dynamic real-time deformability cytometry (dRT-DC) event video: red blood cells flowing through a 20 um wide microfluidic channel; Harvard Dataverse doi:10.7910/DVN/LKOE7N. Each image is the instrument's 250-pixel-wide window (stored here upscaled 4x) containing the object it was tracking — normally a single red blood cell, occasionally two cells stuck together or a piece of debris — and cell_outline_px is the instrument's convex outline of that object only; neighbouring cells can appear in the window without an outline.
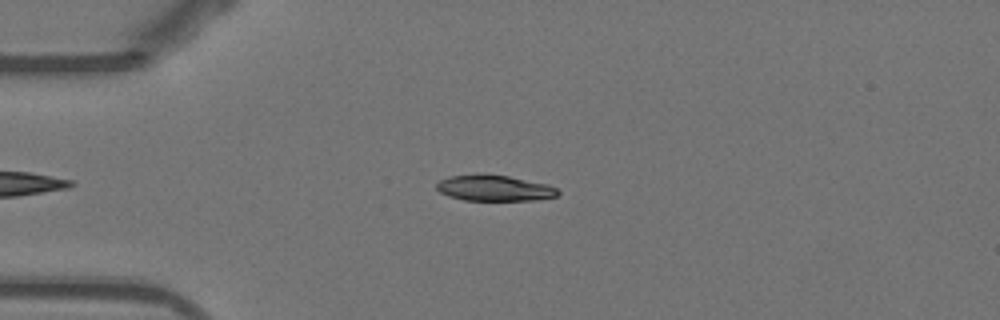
{"species": "Egyptian fruit bat (a non-hibernating species)", "species_latin": "Rousettus aegyptiacus", "temperature_condition": "warm", "stored_images_in_passage": 45, "camera_frame_rate_fps": 3000, "um_per_image_px": 0.085, "animal": {"sex": "female"}, "frame": {"image": 1, "passage_image": 6, "time_ms": 1.667, "image_size_px": [1000, 320], "cell_outline_px": [[560, 192], [556, 196], [536, 200], [464, 200], [448, 196], [440, 192], [436, 188], [436, 184], [440, 180], [448, 176], [476, 172], [484, 172], [508, 176], [548, 184], [556, 188]], "centroid_in_image_um": [41.97, 15.95], "position_along_channel_um": 43.0, "area_um2": 18.73}}
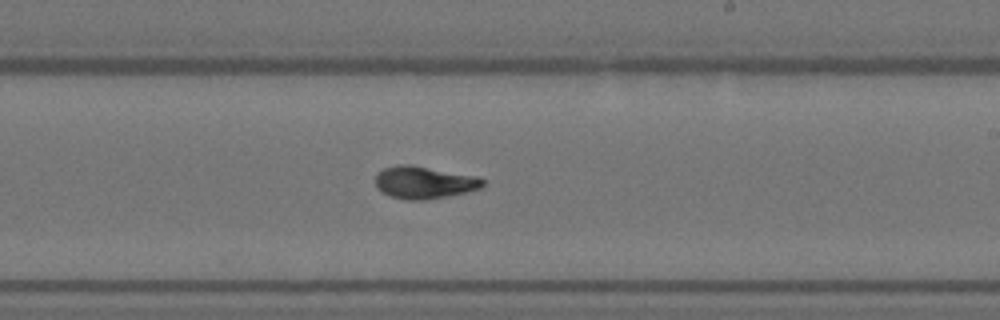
{"frame": {"image": 2, "passage_image": 24, "time_ms": 7.667, "image_size_px": [1000, 320], "cell_outline_px": [[484, 184], [480, 188], [464, 192], [424, 200], [412, 200], [392, 196], [380, 192], [376, 188], [376, 176], [384, 168], [400, 164], [412, 164], [476, 176], [484, 180]], "centroid_in_image_um": [36.03, 15.49], "position_along_channel_um": 253.0, "area_um2": 20.0}}
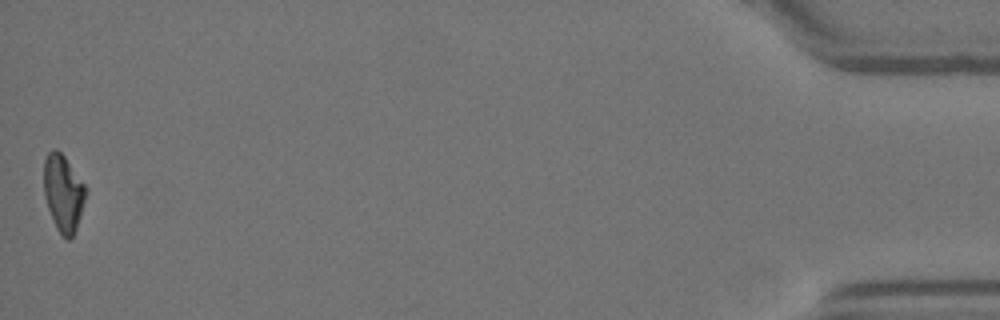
{"frame": {"image": 3, "passage_image": 45, "time_ms": 14.667, "image_size_px": [1000, 320], "cell_outline_px": [[88, 192], [76, 228], [72, 236], [68, 240], [60, 236], [56, 228], [48, 208], [44, 196], [44, 160], [48, 152], [52, 148], [56, 148], [64, 156], [88, 188]], "centroid_in_image_um": [5.39, 16.4], "position_along_channel_um": 429.8, "area_um2": 18.96}, "authors_computed_cell_mechanics": {"area_um2": 19.363, "velocity_mm_per_s": 3.8799, "shape_relaxation_time_tau1_ms": null, "shape_relaxation_time_tau2_ms": 1.4209, "deformation_change_tau1": null, "deformation_change_tau2": 0.0494}}